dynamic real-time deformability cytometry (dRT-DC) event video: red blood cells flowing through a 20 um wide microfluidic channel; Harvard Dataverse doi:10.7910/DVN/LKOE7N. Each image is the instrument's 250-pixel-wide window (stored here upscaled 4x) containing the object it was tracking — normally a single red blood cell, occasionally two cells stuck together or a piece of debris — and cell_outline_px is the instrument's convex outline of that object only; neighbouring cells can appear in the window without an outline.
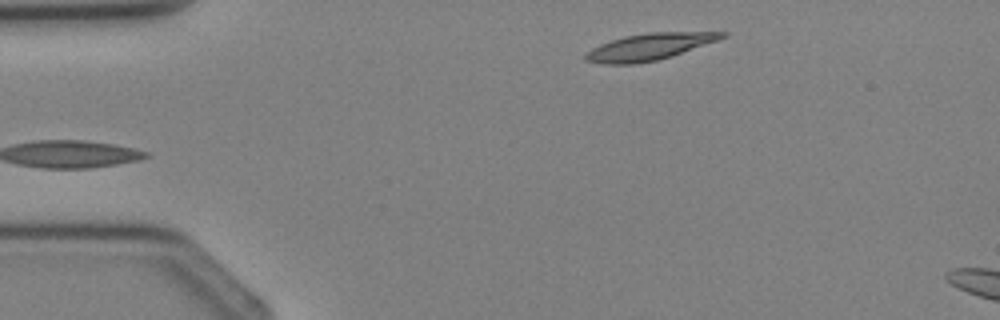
{"species": "Egyptian fruit bat (a non-hibernating species)", "species_latin": "Rousettus aegyptiacus", "temperature_condition": "cold", "stored_images_in_passage": 3, "camera_frame_rate_fps": 3000, "um_per_image_px": 0.085, "animal": {"sex": "female"}, "frame": {"image": 1, "passage_image": 3, "time_ms": 2.333, "image_size_px": [1000, 320], "cell_outline_px": [[728, 36], [720, 40], [672, 56], [656, 60], [636, 64], [604, 64], [584, 60], [584, 56], [592, 48], [600, 44], [624, 36], [648, 32], [728, 32]], "centroid_in_image_um": [55.23, 3.97], "position_along_channel_um": 29.8, "area_um2": 21.27}}